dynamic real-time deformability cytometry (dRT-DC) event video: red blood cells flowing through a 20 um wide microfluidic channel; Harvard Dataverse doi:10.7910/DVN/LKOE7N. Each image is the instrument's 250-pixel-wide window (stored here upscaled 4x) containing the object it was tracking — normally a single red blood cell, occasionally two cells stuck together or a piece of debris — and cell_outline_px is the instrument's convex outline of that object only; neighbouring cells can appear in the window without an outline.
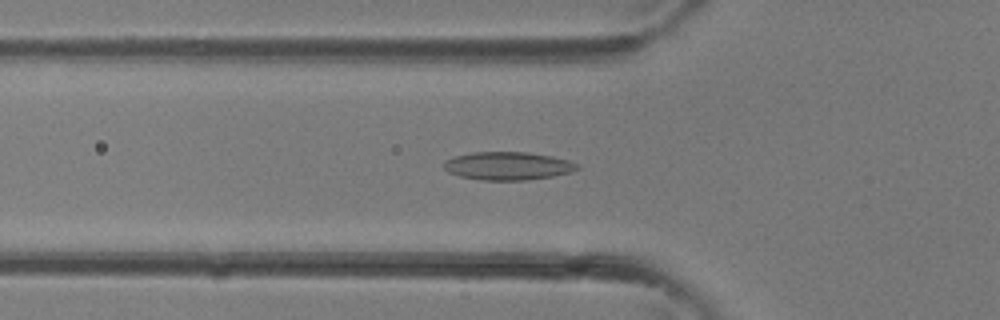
{"species": "common noctule bat (a hibernating species)", "species_latin": "Nyctalus noctula", "temperature_condition": "room temperature", "stored_images_in_passage": 37, "camera_frame_rate_fps": 3000, "um_per_image_px": 0.085, "animal": {"sex": "female"}, "frame": {"image": 1, "passage_image": 13, "time_ms": 4.0, "image_size_px": [1000, 320], "cell_outline_px": [[580, 168], [572, 172], [552, 176], [528, 180], [480, 180], [460, 176], [448, 172], [444, 168], [444, 160], [452, 156], [472, 152], [524, 152], [552, 156], [568, 160], [580, 164]], "centroid_in_image_um": [43.16, 14.1], "position_along_channel_um": 82.6, "area_um2": 22.02}}
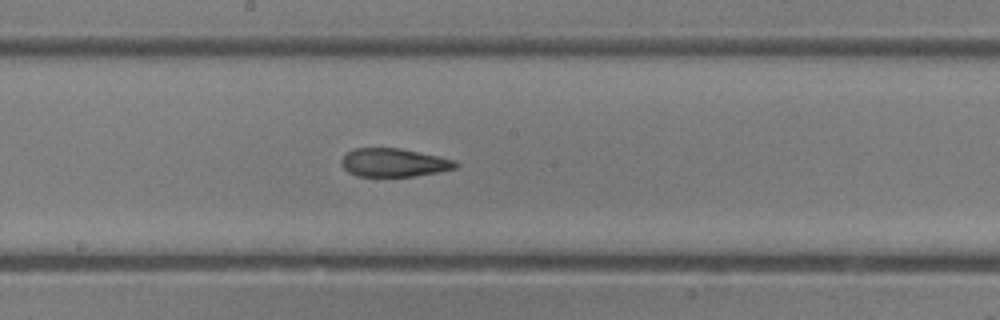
{"frame": {"image": 2, "passage_image": 20, "time_ms": 6.333, "image_size_px": [1000, 320], "cell_outline_px": [[460, 164], [456, 168], [440, 172], [412, 176], [356, 176], [348, 172], [340, 164], [340, 160], [348, 152], [356, 148], [400, 148], [456, 160]], "centroid_in_image_um": [33.49, 13.82], "position_along_channel_um": 214.7, "area_um2": 18.9}}
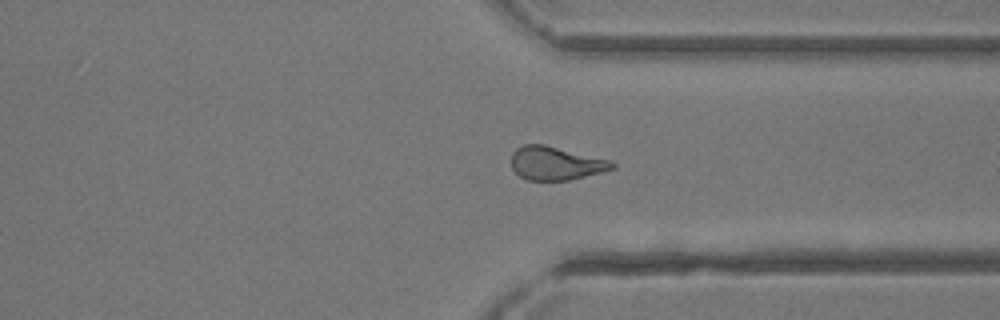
{"frame": {"image": 3, "passage_image": 28, "time_ms": 9.0, "image_size_px": [1000, 320], "cell_outline_px": [[616, 168], [568, 180], [528, 180], [520, 176], [512, 168], [512, 152], [516, 148], [524, 144], [544, 144], [612, 160], [616, 164]], "centroid_in_image_um": [47.25, 13.86], "position_along_channel_um": 364.1, "area_um2": 19.65}}